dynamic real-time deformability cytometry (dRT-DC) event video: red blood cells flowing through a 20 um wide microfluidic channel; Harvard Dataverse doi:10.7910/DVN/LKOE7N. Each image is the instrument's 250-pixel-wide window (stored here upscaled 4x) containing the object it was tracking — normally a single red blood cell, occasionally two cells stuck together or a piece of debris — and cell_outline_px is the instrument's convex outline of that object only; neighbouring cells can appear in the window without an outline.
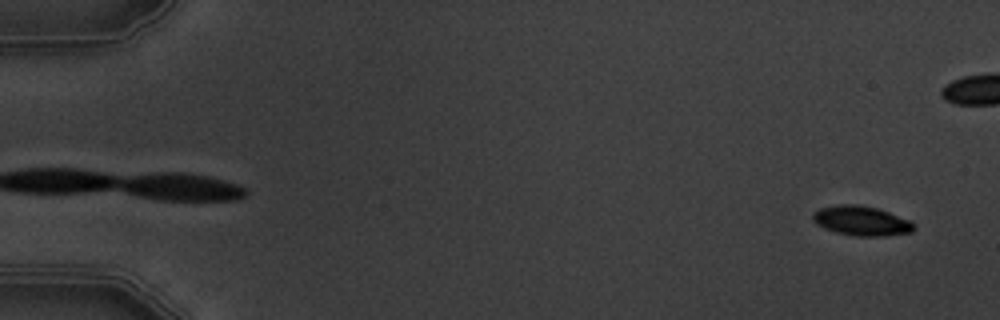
{"species": "common noctule bat (a hibernating species)", "species_latin": "Nyctalus noctula", "temperature_condition": "warm", "stored_images_in_passage": 7, "camera_frame_rate_fps": 3000, "um_per_image_px": 0.085, "animal": {"sex": "male", "body_mass_g": 19.5, "forearm_length_mm": 54.6}, "frame": {"image": 1, "passage_image": 1, "time_ms": 0.0, "image_size_px": [1000, 320], "cell_outline_px": [[916, 228], [912, 232], [884, 236], [856, 236], [836, 232], [824, 228], [816, 224], [812, 220], [812, 212], [820, 208], [840, 204], [856, 204], [876, 208], [912, 220], [916, 224]], "centroid_in_image_um": [73.24, 18.77], "position_along_channel_um": 11.8, "area_um2": 17.63}}